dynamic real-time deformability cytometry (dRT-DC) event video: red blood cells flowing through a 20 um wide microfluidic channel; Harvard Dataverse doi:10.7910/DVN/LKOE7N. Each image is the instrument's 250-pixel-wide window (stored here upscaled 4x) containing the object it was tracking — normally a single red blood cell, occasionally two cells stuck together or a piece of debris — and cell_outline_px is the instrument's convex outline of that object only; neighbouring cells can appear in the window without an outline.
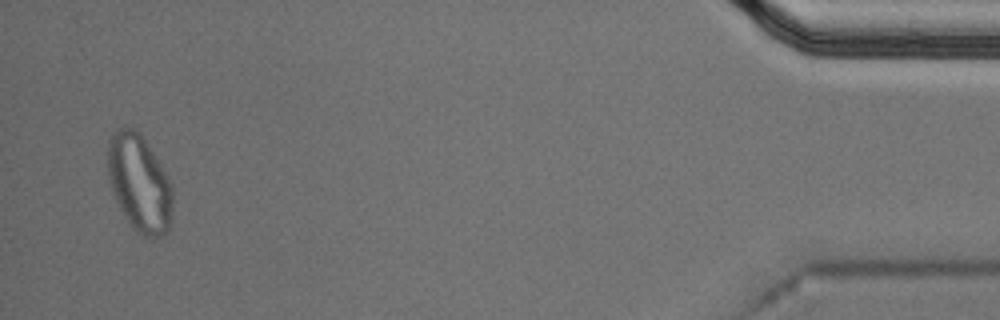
{"species": "Egyptian fruit bat (a non-hibernating species)", "species_latin": "Rousettus aegyptiacus", "temperature_condition": "cold", "stored_images_in_passage": 40, "segment_of_instrument_passage": [2, 2], "camera_frame_rate_fps": 3000, "um_per_image_px": 0.085, "animal": {"sex": "male"}, "frame": {"image": 1, "passage_image": 38, "time_ms": 12.333, "image_size_px": [1000, 320], "cell_outline_px": [[172, 216], [168, 228], [164, 236], [144, 236], [136, 232], [132, 228], [124, 216], [112, 192], [108, 180], [108, 140], [112, 132], [120, 128], [132, 128], [140, 132], [168, 176], [172, 184]], "centroid_in_image_um": [11.84, 15.57], "position_along_channel_um": 423.4, "area_um2": 36.88}}